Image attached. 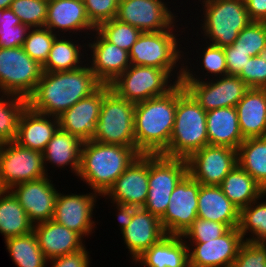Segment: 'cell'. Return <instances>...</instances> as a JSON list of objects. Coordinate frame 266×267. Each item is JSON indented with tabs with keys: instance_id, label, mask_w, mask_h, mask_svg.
<instances>
[{
	"instance_id": "obj_1",
	"label": "cell",
	"mask_w": 266,
	"mask_h": 267,
	"mask_svg": "<svg viewBox=\"0 0 266 267\" xmlns=\"http://www.w3.org/2000/svg\"><path fill=\"white\" fill-rule=\"evenodd\" d=\"M102 84L88 64L63 72H43L28 106L41 114L59 117L79 100L90 96Z\"/></svg>"
},
{
	"instance_id": "obj_2",
	"label": "cell",
	"mask_w": 266,
	"mask_h": 267,
	"mask_svg": "<svg viewBox=\"0 0 266 267\" xmlns=\"http://www.w3.org/2000/svg\"><path fill=\"white\" fill-rule=\"evenodd\" d=\"M176 108L177 85L163 96L135 103V144L141 154H162L168 148Z\"/></svg>"
},
{
	"instance_id": "obj_3",
	"label": "cell",
	"mask_w": 266,
	"mask_h": 267,
	"mask_svg": "<svg viewBox=\"0 0 266 267\" xmlns=\"http://www.w3.org/2000/svg\"><path fill=\"white\" fill-rule=\"evenodd\" d=\"M140 154L137 148L85 141L77 176L102 197Z\"/></svg>"
},
{
	"instance_id": "obj_4",
	"label": "cell",
	"mask_w": 266,
	"mask_h": 267,
	"mask_svg": "<svg viewBox=\"0 0 266 267\" xmlns=\"http://www.w3.org/2000/svg\"><path fill=\"white\" fill-rule=\"evenodd\" d=\"M206 145H208L206 111L179 82L174 129L169 146L162 155L187 160Z\"/></svg>"
},
{
	"instance_id": "obj_5",
	"label": "cell",
	"mask_w": 266,
	"mask_h": 267,
	"mask_svg": "<svg viewBox=\"0 0 266 267\" xmlns=\"http://www.w3.org/2000/svg\"><path fill=\"white\" fill-rule=\"evenodd\" d=\"M174 27L178 28V26L173 25L169 30L142 32L129 51L130 64L167 70L172 76L176 77L177 82H181L183 64H181L182 66L177 73L176 70L184 55L183 51H179L181 49L180 42L177 39L178 36L176 35L178 33H175L176 29ZM174 69L175 71H173Z\"/></svg>"
},
{
	"instance_id": "obj_6",
	"label": "cell",
	"mask_w": 266,
	"mask_h": 267,
	"mask_svg": "<svg viewBox=\"0 0 266 267\" xmlns=\"http://www.w3.org/2000/svg\"><path fill=\"white\" fill-rule=\"evenodd\" d=\"M203 38L209 43L226 47L232 45L239 33L251 22L243 0H202ZM207 37V38H206Z\"/></svg>"
},
{
	"instance_id": "obj_7",
	"label": "cell",
	"mask_w": 266,
	"mask_h": 267,
	"mask_svg": "<svg viewBox=\"0 0 266 267\" xmlns=\"http://www.w3.org/2000/svg\"><path fill=\"white\" fill-rule=\"evenodd\" d=\"M134 118L135 103L127 101L109 89L103 96L92 140L136 148Z\"/></svg>"
},
{
	"instance_id": "obj_8",
	"label": "cell",
	"mask_w": 266,
	"mask_h": 267,
	"mask_svg": "<svg viewBox=\"0 0 266 267\" xmlns=\"http://www.w3.org/2000/svg\"><path fill=\"white\" fill-rule=\"evenodd\" d=\"M185 64L184 66L183 62L181 83L206 112L218 108L236 107L249 90V86L239 76L226 75L219 79L218 77L215 79L213 77L212 80L207 77L200 79L189 69L187 62Z\"/></svg>"
},
{
	"instance_id": "obj_9",
	"label": "cell",
	"mask_w": 266,
	"mask_h": 267,
	"mask_svg": "<svg viewBox=\"0 0 266 267\" xmlns=\"http://www.w3.org/2000/svg\"><path fill=\"white\" fill-rule=\"evenodd\" d=\"M171 77L174 76L167 70L130 65L109 86L118 96L127 101L138 103L167 94L179 83ZM171 79L175 81L171 83Z\"/></svg>"
},
{
	"instance_id": "obj_10",
	"label": "cell",
	"mask_w": 266,
	"mask_h": 267,
	"mask_svg": "<svg viewBox=\"0 0 266 267\" xmlns=\"http://www.w3.org/2000/svg\"><path fill=\"white\" fill-rule=\"evenodd\" d=\"M187 173L186 159L149 154V190L143 208L161 218L168 208L172 191Z\"/></svg>"
},
{
	"instance_id": "obj_11",
	"label": "cell",
	"mask_w": 266,
	"mask_h": 267,
	"mask_svg": "<svg viewBox=\"0 0 266 267\" xmlns=\"http://www.w3.org/2000/svg\"><path fill=\"white\" fill-rule=\"evenodd\" d=\"M42 65L32 59L22 46L0 48V94L28 99L42 77Z\"/></svg>"
},
{
	"instance_id": "obj_12",
	"label": "cell",
	"mask_w": 266,
	"mask_h": 267,
	"mask_svg": "<svg viewBox=\"0 0 266 267\" xmlns=\"http://www.w3.org/2000/svg\"><path fill=\"white\" fill-rule=\"evenodd\" d=\"M48 176L42 153L25 148L15 141L0 147V182L5 190Z\"/></svg>"
},
{
	"instance_id": "obj_13",
	"label": "cell",
	"mask_w": 266,
	"mask_h": 267,
	"mask_svg": "<svg viewBox=\"0 0 266 267\" xmlns=\"http://www.w3.org/2000/svg\"><path fill=\"white\" fill-rule=\"evenodd\" d=\"M200 183L188 173L172 191L165 214L160 218L166 235L182 236L198 217Z\"/></svg>"
},
{
	"instance_id": "obj_14",
	"label": "cell",
	"mask_w": 266,
	"mask_h": 267,
	"mask_svg": "<svg viewBox=\"0 0 266 267\" xmlns=\"http://www.w3.org/2000/svg\"><path fill=\"white\" fill-rule=\"evenodd\" d=\"M188 174L201 185L219 186L237 165V150L206 145L187 159Z\"/></svg>"
},
{
	"instance_id": "obj_15",
	"label": "cell",
	"mask_w": 266,
	"mask_h": 267,
	"mask_svg": "<svg viewBox=\"0 0 266 267\" xmlns=\"http://www.w3.org/2000/svg\"><path fill=\"white\" fill-rule=\"evenodd\" d=\"M174 15L164 0H119L116 19L141 32H159L176 23Z\"/></svg>"
},
{
	"instance_id": "obj_16",
	"label": "cell",
	"mask_w": 266,
	"mask_h": 267,
	"mask_svg": "<svg viewBox=\"0 0 266 267\" xmlns=\"http://www.w3.org/2000/svg\"><path fill=\"white\" fill-rule=\"evenodd\" d=\"M149 154H140L103 195L111 203L143 208L149 190Z\"/></svg>"
},
{
	"instance_id": "obj_17",
	"label": "cell",
	"mask_w": 266,
	"mask_h": 267,
	"mask_svg": "<svg viewBox=\"0 0 266 267\" xmlns=\"http://www.w3.org/2000/svg\"><path fill=\"white\" fill-rule=\"evenodd\" d=\"M98 196L96 192L67 195L58 192L52 220L75 231L82 238L91 235L97 227L92 217Z\"/></svg>"
},
{
	"instance_id": "obj_18",
	"label": "cell",
	"mask_w": 266,
	"mask_h": 267,
	"mask_svg": "<svg viewBox=\"0 0 266 267\" xmlns=\"http://www.w3.org/2000/svg\"><path fill=\"white\" fill-rule=\"evenodd\" d=\"M243 243L239 228L235 227L204 243L187 244L189 267H232Z\"/></svg>"
},
{
	"instance_id": "obj_19",
	"label": "cell",
	"mask_w": 266,
	"mask_h": 267,
	"mask_svg": "<svg viewBox=\"0 0 266 267\" xmlns=\"http://www.w3.org/2000/svg\"><path fill=\"white\" fill-rule=\"evenodd\" d=\"M48 177L23 182L9 189L34 225L52 220L54 214L58 191Z\"/></svg>"
},
{
	"instance_id": "obj_20",
	"label": "cell",
	"mask_w": 266,
	"mask_h": 267,
	"mask_svg": "<svg viewBox=\"0 0 266 267\" xmlns=\"http://www.w3.org/2000/svg\"><path fill=\"white\" fill-rule=\"evenodd\" d=\"M109 89V85H101L90 96L79 100L63 112L58 117L59 128L78 137L82 142L92 140L103 96Z\"/></svg>"
},
{
	"instance_id": "obj_21",
	"label": "cell",
	"mask_w": 266,
	"mask_h": 267,
	"mask_svg": "<svg viewBox=\"0 0 266 267\" xmlns=\"http://www.w3.org/2000/svg\"><path fill=\"white\" fill-rule=\"evenodd\" d=\"M95 32L91 36H96L89 38L94 41L84 45L92 53L88 65L102 85H109L131 65L129 52L107 41L97 30Z\"/></svg>"
},
{
	"instance_id": "obj_22",
	"label": "cell",
	"mask_w": 266,
	"mask_h": 267,
	"mask_svg": "<svg viewBox=\"0 0 266 267\" xmlns=\"http://www.w3.org/2000/svg\"><path fill=\"white\" fill-rule=\"evenodd\" d=\"M121 234L133 261L166 236L160 218L144 208L134 211L131 223Z\"/></svg>"
},
{
	"instance_id": "obj_23",
	"label": "cell",
	"mask_w": 266,
	"mask_h": 267,
	"mask_svg": "<svg viewBox=\"0 0 266 267\" xmlns=\"http://www.w3.org/2000/svg\"><path fill=\"white\" fill-rule=\"evenodd\" d=\"M45 27L58 36H61L60 31L78 34L77 31L96 30L87 16L83 0H48Z\"/></svg>"
},
{
	"instance_id": "obj_24",
	"label": "cell",
	"mask_w": 266,
	"mask_h": 267,
	"mask_svg": "<svg viewBox=\"0 0 266 267\" xmlns=\"http://www.w3.org/2000/svg\"><path fill=\"white\" fill-rule=\"evenodd\" d=\"M33 232L48 260L75 253L85 247L84 240L78 233L53 220L35 224Z\"/></svg>"
},
{
	"instance_id": "obj_25",
	"label": "cell",
	"mask_w": 266,
	"mask_h": 267,
	"mask_svg": "<svg viewBox=\"0 0 266 267\" xmlns=\"http://www.w3.org/2000/svg\"><path fill=\"white\" fill-rule=\"evenodd\" d=\"M58 128V117L38 113L27 106L20 116L15 142L42 153Z\"/></svg>"
},
{
	"instance_id": "obj_26",
	"label": "cell",
	"mask_w": 266,
	"mask_h": 267,
	"mask_svg": "<svg viewBox=\"0 0 266 267\" xmlns=\"http://www.w3.org/2000/svg\"><path fill=\"white\" fill-rule=\"evenodd\" d=\"M197 204L198 217L223 223L229 228L239 226L240 210L225 196L220 186L200 184Z\"/></svg>"
},
{
	"instance_id": "obj_27",
	"label": "cell",
	"mask_w": 266,
	"mask_h": 267,
	"mask_svg": "<svg viewBox=\"0 0 266 267\" xmlns=\"http://www.w3.org/2000/svg\"><path fill=\"white\" fill-rule=\"evenodd\" d=\"M209 145L227 146L233 149L244 142L236 107H224L206 112Z\"/></svg>"
},
{
	"instance_id": "obj_28",
	"label": "cell",
	"mask_w": 266,
	"mask_h": 267,
	"mask_svg": "<svg viewBox=\"0 0 266 267\" xmlns=\"http://www.w3.org/2000/svg\"><path fill=\"white\" fill-rule=\"evenodd\" d=\"M236 109L244 139L266 136V89L249 88Z\"/></svg>"
},
{
	"instance_id": "obj_29",
	"label": "cell",
	"mask_w": 266,
	"mask_h": 267,
	"mask_svg": "<svg viewBox=\"0 0 266 267\" xmlns=\"http://www.w3.org/2000/svg\"><path fill=\"white\" fill-rule=\"evenodd\" d=\"M188 248L182 236L166 235L134 262L144 267H189Z\"/></svg>"
},
{
	"instance_id": "obj_30",
	"label": "cell",
	"mask_w": 266,
	"mask_h": 267,
	"mask_svg": "<svg viewBox=\"0 0 266 267\" xmlns=\"http://www.w3.org/2000/svg\"><path fill=\"white\" fill-rule=\"evenodd\" d=\"M83 142L76 136L58 128L52 139L42 152L44 167L47 171V164L51 163L59 168L66 165L71 167V173L77 176L80 169L81 147ZM47 162V164H46Z\"/></svg>"
},
{
	"instance_id": "obj_31",
	"label": "cell",
	"mask_w": 266,
	"mask_h": 267,
	"mask_svg": "<svg viewBox=\"0 0 266 267\" xmlns=\"http://www.w3.org/2000/svg\"><path fill=\"white\" fill-rule=\"evenodd\" d=\"M219 186L239 210L260 199L266 193L265 189L238 165L228 173Z\"/></svg>"
},
{
	"instance_id": "obj_32",
	"label": "cell",
	"mask_w": 266,
	"mask_h": 267,
	"mask_svg": "<svg viewBox=\"0 0 266 267\" xmlns=\"http://www.w3.org/2000/svg\"><path fill=\"white\" fill-rule=\"evenodd\" d=\"M33 227L34 224L14 194L4 190L0 194V233L4 235V240L31 233Z\"/></svg>"
},
{
	"instance_id": "obj_33",
	"label": "cell",
	"mask_w": 266,
	"mask_h": 267,
	"mask_svg": "<svg viewBox=\"0 0 266 267\" xmlns=\"http://www.w3.org/2000/svg\"><path fill=\"white\" fill-rule=\"evenodd\" d=\"M237 161L266 191V136L246 138L237 149Z\"/></svg>"
},
{
	"instance_id": "obj_34",
	"label": "cell",
	"mask_w": 266,
	"mask_h": 267,
	"mask_svg": "<svg viewBox=\"0 0 266 267\" xmlns=\"http://www.w3.org/2000/svg\"><path fill=\"white\" fill-rule=\"evenodd\" d=\"M64 35L56 36L46 62L42 65L43 72H63L75 70L83 66L84 53L82 45L73 39H64ZM76 43V44H75ZM82 59V60H81Z\"/></svg>"
},
{
	"instance_id": "obj_35",
	"label": "cell",
	"mask_w": 266,
	"mask_h": 267,
	"mask_svg": "<svg viewBox=\"0 0 266 267\" xmlns=\"http://www.w3.org/2000/svg\"><path fill=\"white\" fill-rule=\"evenodd\" d=\"M9 256L17 267H46L48 259L41 251L36 235L32 231L26 235L5 240Z\"/></svg>"
},
{
	"instance_id": "obj_36",
	"label": "cell",
	"mask_w": 266,
	"mask_h": 267,
	"mask_svg": "<svg viewBox=\"0 0 266 267\" xmlns=\"http://www.w3.org/2000/svg\"><path fill=\"white\" fill-rule=\"evenodd\" d=\"M0 96V142L15 141L19 119L28 101L12 94L1 93Z\"/></svg>"
},
{
	"instance_id": "obj_37",
	"label": "cell",
	"mask_w": 266,
	"mask_h": 267,
	"mask_svg": "<svg viewBox=\"0 0 266 267\" xmlns=\"http://www.w3.org/2000/svg\"><path fill=\"white\" fill-rule=\"evenodd\" d=\"M265 196L266 193L260 199L253 201L240 210L238 228L243 240L266 243V201L259 202ZM247 233H251L249 235L252 237L245 238Z\"/></svg>"
},
{
	"instance_id": "obj_38",
	"label": "cell",
	"mask_w": 266,
	"mask_h": 267,
	"mask_svg": "<svg viewBox=\"0 0 266 267\" xmlns=\"http://www.w3.org/2000/svg\"><path fill=\"white\" fill-rule=\"evenodd\" d=\"M96 30L107 41L128 52L142 33L138 28L118 21L116 18L101 23Z\"/></svg>"
},
{
	"instance_id": "obj_39",
	"label": "cell",
	"mask_w": 266,
	"mask_h": 267,
	"mask_svg": "<svg viewBox=\"0 0 266 267\" xmlns=\"http://www.w3.org/2000/svg\"><path fill=\"white\" fill-rule=\"evenodd\" d=\"M231 46L251 57L266 53V22L251 21Z\"/></svg>"
},
{
	"instance_id": "obj_40",
	"label": "cell",
	"mask_w": 266,
	"mask_h": 267,
	"mask_svg": "<svg viewBox=\"0 0 266 267\" xmlns=\"http://www.w3.org/2000/svg\"><path fill=\"white\" fill-rule=\"evenodd\" d=\"M29 27L10 9H3L0 20V48L23 46Z\"/></svg>"
},
{
	"instance_id": "obj_41",
	"label": "cell",
	"mask_w": 266,
	"mask_h": 267,
	"mask_svg": "<svg viewBox=\"0 0 266 267\" xmlns=\"http://www.w3.org/2000/svg\"><path fill=\"white\" fill-rule=\"evenodd\" d=\"M56 36L47 27L29 28L22 47L32 59L43 65L48 58Z\"/></svg>"
},
{
	"instance_id": "obj_42",
	"label": "cell",
	"mask_w": 266,
	"mask_h": 267,
	"mask_svg": "<svg viewBox=\"0 0 266 267\" xmlns=\"http://www.w3.org/2000/svg\"><path fill=\"white\" fill-rule=\"evenodd\" d=\"M10 9L29 28L45 27L48 0H13Z\"/></svg>"
},
{
	"instance_id": "obj_43",
	"label": "cell",
	"mask_w": 266,
	"mask_h": 267,
	"mask_svg": "<svg viewBox=\"0 0 266 267\" xmlns=\"http://www.w3.org/2000/svg\"><path fill=\"white\" fill-rule=\"evenodd\" d=\"M229 229L230 228L223 223L197 217L192 225L184 232L182 238H188L185 240L188 244L204 243V240H211L222 236Z\"/></svg>"
},
{
	"instance_id": "obj_44",
	"label": "cell",
	"mask_w": 266,
	"mask_h": 267,
	"mask_svg": "<svg viewBox=\"0 0 266 267\" xmlns=\"http://www.w3.org/2000/svg\"><path fill=\"white\" fill-rule=\"evenodd\" d=\"M232 267H266V243L244 240Z\"/></svg>"
},
{
	"instance_id": "obj_45",
	"label": "cell",
	"mask_w": 266,
	"mask_h": 267,
	"mask_svg": "<svg viewBox=\"0 0 266 267\" xmlns=\"http://www.w3.org/2000/svg\"><path fill=\"white\" fill-rule=\"evenodd\" d=\"M238 76L249 88L266 89V53L252 56Z\"/></svg>"
},
{
	"instance_id": "obj_46",
	"label": "cell",
	"mask_w": 266,
	"mask_h": 267,
	"mask_svg": "<svg viewBox=\"0 0 266 267\" xmlns=\"http://www.w3.org/2000/svg\"><path fill=\"white\" fill-rule=\"evenodd\" d=\"M90 22L97 28L116 18L119 0H83Z\"/></svg>"
},
{
	"instance_id": "obj_47",
	"label": "cell",
	"mask_w": 266,
	"mask_h": 267,
	"mask_svg": "<svg viewBox=\"0 0 266 267\" xmlns=\"http://www.w3.org/2000/svg\"><path fill=\"white\" fill-rule=\"evenodd\" d=\"M202 51V67L207 71L205 76L222 77L227 75V64L223 47L206 44ZM209 73V74H208Z\"/></svg>"
},
{
	"instance_id": "obj_48",
	"label": "cell",
	"mask_w": 266,
	"mask_h": 267,
	"mask_svg": "<svg viewBox=\"0 0 266 267\" xmlns=\"http://www.w3.org/2000/svg\"><path fill=\"white\" fill-rule=\"evenodd\" d=\"M223 50L227 64V75L238 76L251 56L243 50H236L231 45L224 47Z\"/></svg>"
},
{
	"instance_id": "obj_49",
	"label": "cell",
	"mask_w": 266,
	"mask_h": 267,
	"mask_svg": "<svg viewBox=\"0 0 266 267\" xmlns=\"http://www.w3.org/2000/svg\"><path fill=\"white\" fill-rule=\"evenodd\" d=\"M86 249L84 247L75 253L52 258L48 260V263H51V267H89L91 259L89 251Z\"/></svg>"
},
{
	"instance_id": "obj_50",
	"label": "cell",
	"mask_w": 266,
	"mask_h": 267,
	"mask_svg": "<svg viewBox=\"0 0 266 267\" xmlns=\"http://www.w3.org/2000/svg\"><path fill=\"white\" fill-rule=\"evenodd\" d=\"M251 21L266 22V0H243Z\"/></svg>"
},
{
	"instance_id": "obj_51",
	"label": "cell",
	"mask_w": 266,
	"mask_h": 267,
	"mask_svg": "<svg viewBox=\"0 0 266 267\" xmlns=\"http://www.w3.org/2000/svg\"><path fill=\"white\" fill-rule=\"evenodd\" d=\"M115 204V208L118 210L116 215L118 217V223L120 226V231H122L124 228H126L132 221L133 218V213L137 209L136 207L133 206H128V205H121V204Z\"/></svg>"
},
{
	"instance_id": "obj_52",
	"label": "cell",
	"mask_w": 266,
	"mask_h": 267,
	"mask_svg": "<svg viewBox=\"0 0 266 267\" xmlns=\"http://www.w3.org/2000/svg\"><path fill=\"white\" fill-rule=\"evenodd\" d=\"M13 0H0V10L10 8Z\"/></svg>"
},
{
	"instance_id": "obj_53",
	"label": "cell",
	"mask_w": 266,
	"mask_h": 267,
	"mask_svg": "<svg viewBox=\"0 0 266 267\" xmlns=\"http://www.w3.org/2000/svg\"><path fill=\"white\" fill-rule=\"evenodd\" d=\"M5 190V188L2 186L1 182H0V194Z\"/></svg>"
},
{
	"instance_id": "obj_54",
	"label": "cell",
	"mask_w": 266,
	"mask_h": 267,
	"mask_svg": "<svg viewBox=\"0 0 266 267\" xmlns=\"http://www.w3.org/2000/svg\"><path fill=\"white\" fill-rule=\"evenodd\" d=\"M1 16H2V10H0V20H1Z\"/></svg>"
}]
</instances>
